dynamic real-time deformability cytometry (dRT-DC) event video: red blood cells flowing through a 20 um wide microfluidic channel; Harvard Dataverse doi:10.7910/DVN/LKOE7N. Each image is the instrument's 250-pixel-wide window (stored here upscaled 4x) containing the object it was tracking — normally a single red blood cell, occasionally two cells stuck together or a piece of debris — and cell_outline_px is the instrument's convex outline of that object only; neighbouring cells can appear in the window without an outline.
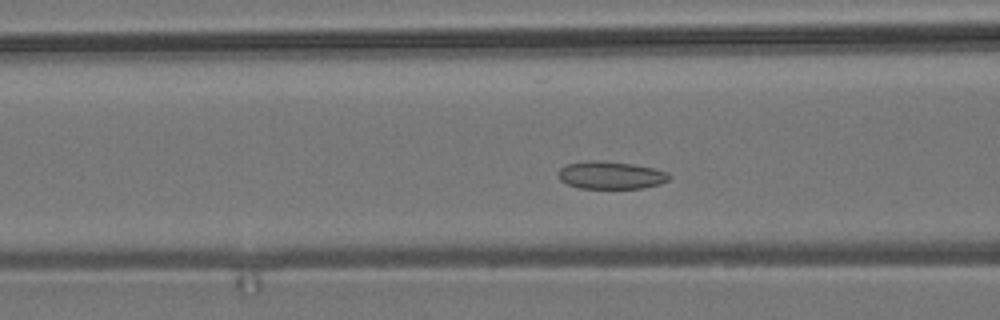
{"species": "common noctule bat (a hibernating species)", "species_latin": "Nyctalus noctula", "temperature_condition": "room temperature", "stored_images_in_passage": 50, "camera_frame_rate_fps": 3000, "um_per_image_px": 0.085, "animal": {"sex": "male", "body_mass_g": 19.2, "forearm_length_mm": 51.8}, "frame": {"image": 1, "passage_image": 16, "time_ms": 5.0, "image_size_px": [1000, 320], "cell_outline_px": [[672, 176], [668, 180], [660, 184], [644, 188], [580, 188], [568, 184], [560, 180], [556, 172], [560, 168], [568, 164], [588, 160], [596, 160], [632, 164], [652, 168], [668, 172]], "centroid_in_image_um": [51.91, 14.89], "position_along_channel_um": 114.7, "area_um2": 17.86}}
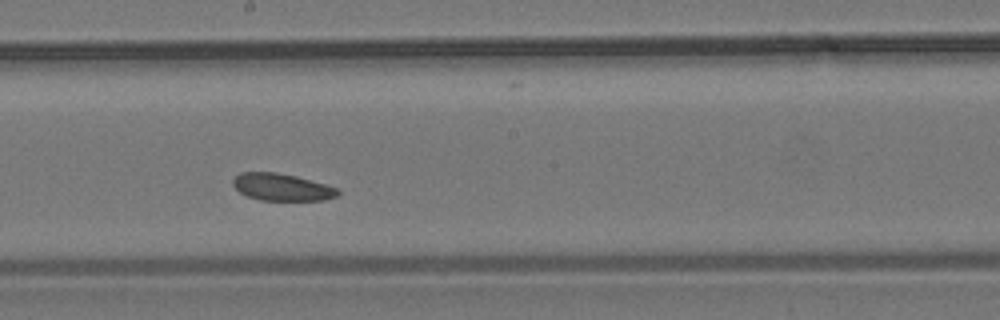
{"frame": {"image": 2, "passage_image": 25, "time_ms": 8.0, "image_size_px": [1000, 320], "cell_outline_px": [[340, 192], [336, 196], [324, 200], [260, 200], [248, 196], [240, 192], [232, 184], [232, 180], [240, 172], [276, 172], [296, 176], [340, 188]], "centroid_in_image_um": [23.97, 15.9], "position_along_channel_um": 224.2, "area_um2": 16.59}}
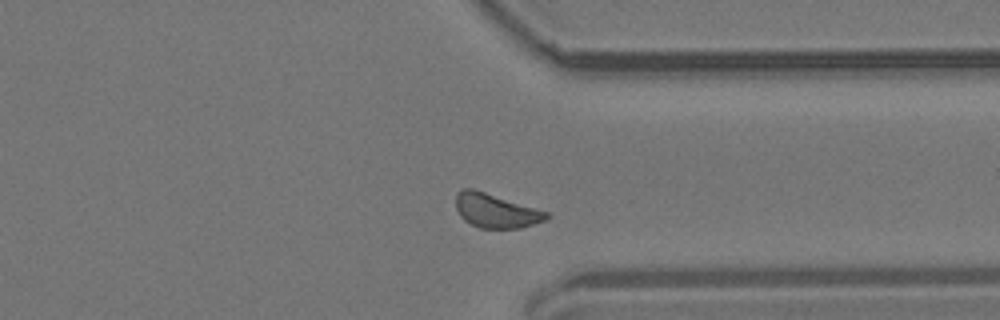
{"frame": {"image": 3, "passage_image": 37, "time_ms": 12.0, "image_size_px": [1000, 320], "cell_outline_px": [[552, 216], [544, 220], [520, 228], [480, 228], [464, 220], [460, 216], [456, 208], [456, 192], [460, 188], [472, 188], [548, 212]], "centroid_in_image_um": [42.11, 17.9], "position_along_channel_um": 369.3, "area_um2": 17.86}, "authors_computed_cell_mechanics": {"area_um2": 17.8602, "velocity_mm_per_s": 3.656, "shape_relaxation_time_tau1_ms": null, "shape_relaxation_time_tau2_ms": 7.0284, "deformation_change_tau1": null, "deformation_change_tau2": 0.0969}}